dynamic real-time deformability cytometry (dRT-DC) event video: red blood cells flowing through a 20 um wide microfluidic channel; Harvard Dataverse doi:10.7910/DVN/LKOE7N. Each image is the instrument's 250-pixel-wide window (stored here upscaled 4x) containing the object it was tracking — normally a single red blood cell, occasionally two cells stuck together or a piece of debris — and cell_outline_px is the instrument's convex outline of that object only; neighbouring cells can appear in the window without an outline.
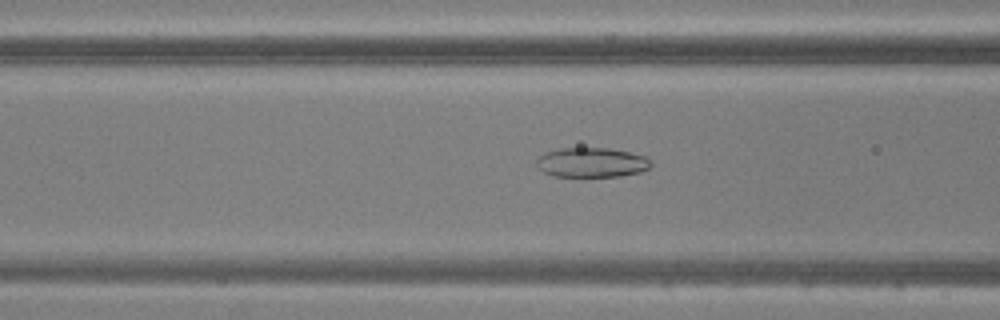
{"species": "common noctule bat (a hibernating species)", "species_latin": "Nyctalus noctula", "temperature_condition": "warm", "stored_images_in_passage": 49, "camera_frame_rate_fps": 3000, "um_per_image_px": 0.085, "animal": {"sex": "male", "body_mass_g": 20.5, "forearm_length_mm": 52.5}, "frame": {"image": 1, "passage_image": 19, "time_ms": 6.0, "image_size_px": [1000, 320], "cell_outline_px": [[652, 164], [648, 168], [640, 172], [620, 176], [552, 176], [544, 172], [536, 164], [536, 160], [544, 152], [560, 148], [608, 148], [648, 156], [652, 160]], "centroid_in_image_um": [50.31, 13.8], "position_along_channel_um": 116.3, "area_um2": 19.83}}
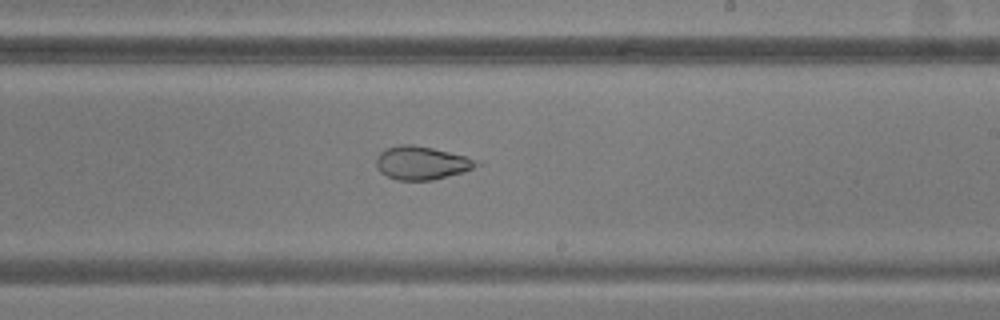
{"frame": {"image": 2, "passage_image": 29, "time_ms": 9.333, "image_size_px": [1000, 320], "cell_outline_px": [[484, 164], [464, 172], [432, 180], [396, 180], [380, 172], [376, 168], [376, 156], [384, 148], [400, 144], [412, 144], [432, 148], [484, 160]], "centroid_in_image_um": [35.89, 13.84], "position_along_channel_um": 253.1, "area_um2": 19.94}}
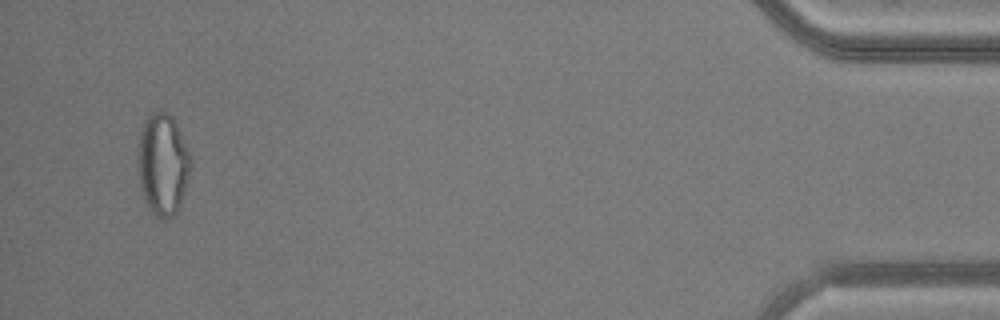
{"frame": {"image": 3, "passage_image": 47, "time_ms": 15.333, "image_size_px": [1000, 320], "cell_outline_px": [[192, 164], [184, 192], [180, 204], [176, 212], [172, 216], [164, 220], [156, 220], [152, 216], [144, 200], [140, 188], [140, 132], [144, 120], [152, 112], [168, 112], [172, 116], [176, 124], [192, 160]], "centroid_in_image_um": [13.85, 14.03], "position_along_channel_um": 421.3, "area_um2": 30.98}}